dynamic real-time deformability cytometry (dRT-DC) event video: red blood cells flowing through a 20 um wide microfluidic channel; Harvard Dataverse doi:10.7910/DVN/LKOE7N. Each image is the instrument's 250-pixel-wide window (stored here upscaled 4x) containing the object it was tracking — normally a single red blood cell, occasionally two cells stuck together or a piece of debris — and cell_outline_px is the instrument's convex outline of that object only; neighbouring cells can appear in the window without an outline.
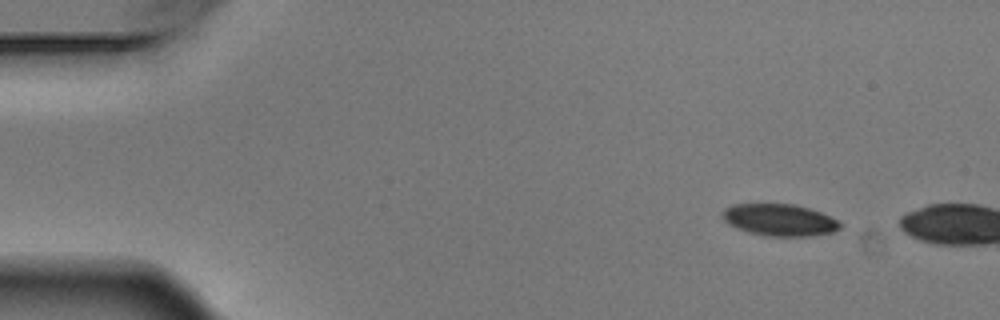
{"species": "Egyptian fruit bat (a non-hibernating species)", "species_latin": "Rousettus aegyptiacus", "temperature_condition": "warm", "stored_images_in_passage": 2, "camera_frame_rate_fps": 3000, "um_per_image_px": 0.085, "animal": {"sex": "male"}, "frame": {"image": 1, "passage_image": 1, "time_ms": 0.0, "image_size_px": [1000, 320], "cell_outline_px": [[840, 228], [832, 232], [812, 236], [764, 236], [748, 232], [736, 228], [728, 224], [720, 216], [724, 208], [732, 204], [792, 204], [808, 208], [820, 212], [836, 220], [840, 224]], "centroid_in_image_um": [66.19, 18.7], "position_along_channel_um": 18.8, "area_um2": 21.85}}